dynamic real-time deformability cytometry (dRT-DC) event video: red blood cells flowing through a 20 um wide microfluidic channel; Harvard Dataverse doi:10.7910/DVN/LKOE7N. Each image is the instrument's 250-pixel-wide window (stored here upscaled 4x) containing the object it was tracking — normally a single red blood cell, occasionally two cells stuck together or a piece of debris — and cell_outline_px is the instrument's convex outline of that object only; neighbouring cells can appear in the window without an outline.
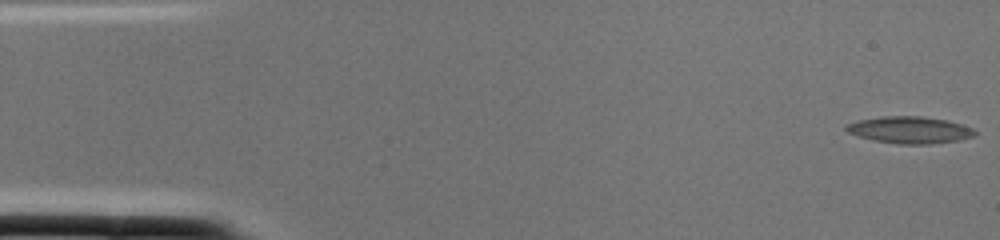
{"species": "common noctule bat (a hibernating species)", "species_latin": "Nyctalus noctula", "temperature_condition": "cold", "stored_images_in_passage": 2, "camera_frame_rate_fps": 3000, "um_per_image_px": 0.085, "animal": {"sex": "female", "body_mass_g": 22.0, "forearm_length_mm": 56.7}, "frame": {"image": 1, "passage_image": 1, "time_ms": 0.0, "image_size_px": [1000, 240], "cell_outline_px": [[976, 136], [960, 140], [928, 144], [896, 144], [872, 140], [848, 132], [844, 128], [848, 124], [860, 120], [880, 116], [920, 116], [948, 120], [972, 128], [976, 132]], "centroid_in_image_um": [77.35, 11.05], "position_along_channel_um": 7.6, "area_um2": 20.11}}
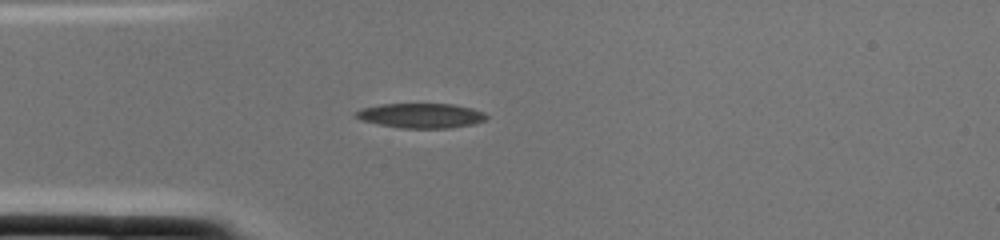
{"frame": {"image": 2, "passage_image": 2, "time_ms": 0.333, "image_size_px": [1000, 240], "cell_outline_px": [[488, 116], [484, 120], [476, 124], [452, 128], [400, 128], [360, 120], [352, 116], [352, 112], [360, 108], [380, 104], [452, 104], [472, 108], [484, 112]], "centroid_in_image_um": [35.74, 9.83], "position_along_channel_um": 49.3, "area_um2": 19.13}}